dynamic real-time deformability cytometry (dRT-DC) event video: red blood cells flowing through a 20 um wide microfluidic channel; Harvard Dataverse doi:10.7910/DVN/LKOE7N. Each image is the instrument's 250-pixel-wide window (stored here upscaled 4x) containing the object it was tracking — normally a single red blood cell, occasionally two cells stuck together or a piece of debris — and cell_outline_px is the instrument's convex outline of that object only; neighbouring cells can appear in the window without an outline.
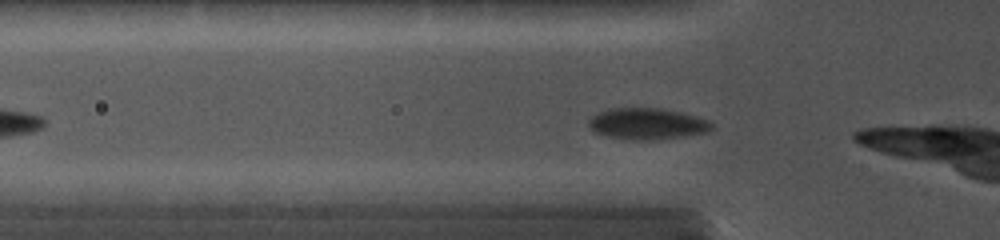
{"species": "common noctule bat (a hibernating species)", "species_latin": "Nyctalus noctula", "temperature_condition": "cold", "stored_images_in_passage": 21, "camera_frame_rate_fps": 5000, "um_per_image_px": 0.085, "animal": {"sex": "female", "body_mass_g": 19.0, "forearm_length_mm": 56.7}, "frame": {"image": 1, "passage_image": 4, "time_ms": 0.6, "image_size_px": [1000, 240], "cell_outline_px": [[712, 128], [708, 132], [652, 140], [636, 140], [608, 136], [596, 132], [588, 124], [588, 120], [596, 112], [608, 108], [660, 108], [680, 112], [696, 116], [708, 120], [712, 124]], "centroid_in_image_um": [54.98, 10.5], "position_along_channel_um": 70.8, "area_um2": 22.25}}